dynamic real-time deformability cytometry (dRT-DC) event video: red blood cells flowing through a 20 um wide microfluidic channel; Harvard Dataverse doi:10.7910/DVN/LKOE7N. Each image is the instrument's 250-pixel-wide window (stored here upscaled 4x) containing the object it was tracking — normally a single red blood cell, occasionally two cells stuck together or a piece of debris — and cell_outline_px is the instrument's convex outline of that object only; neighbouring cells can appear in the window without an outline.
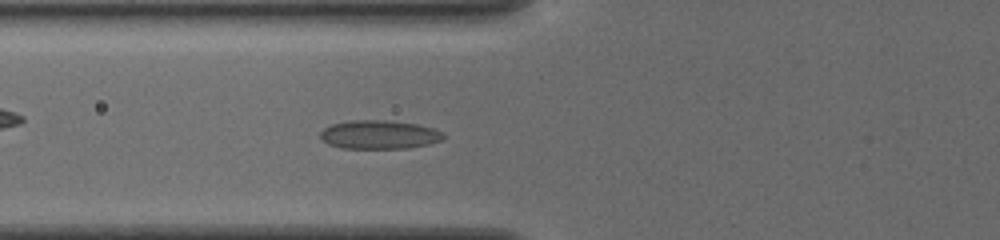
{"species": "common noctule bat (a hibernating species)", "species_latin": "Nyctalus noctula", "temperature_condition": "cold", "stored_images_in_passage": 53, "camera_frame_rate_fps": 3000, "um_per_image_px": 0.085, "animal": {"sex": "female", "body_mass_g": 19.5, "forearm_length_mm": 54.1}, "frame": {"image": 1, "passage_image": 21, "time_ms": 6.667, "image_size_px": [1000, 240], "cell_outline_px": [[444, 136], [440, 140], [428, 144], [408, 148], [340, 148], [328, 144], [320, 140], [320, 132], [324, 128], [332, 124], [348, 120], [384, 120], [416, 124], [432, 128], [444, 132]], "centroid_in_image_um": [32.18, 11.44], "position_along_channel_um": 93.6, "area_um2": 20.58}}
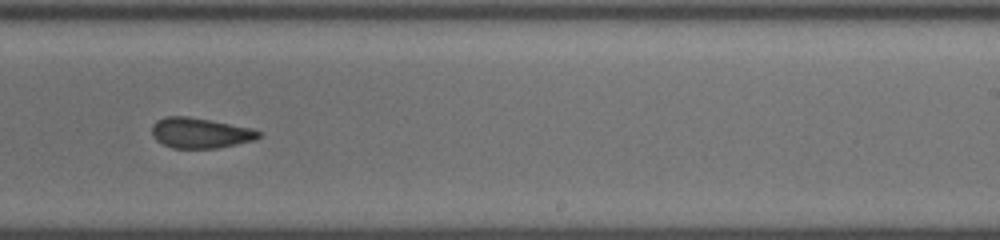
{"frame": {"image": 2, "passage_image": 35, "time_ms": 11.333, "image_size_px": [1000, 240], "cell_outline_px": [[264, 136], [256, 140], [216, 148], [172, 148], [156, 140], [152, 136], [152, 124], [156, 120], [164, 116], [188, 116], [212, 120], [252, 128], [264, 132]], "centroid_in_image_um": [17.06, 11.29], "position_along_channel_um": 271.9, "area_um2": 19.25}}
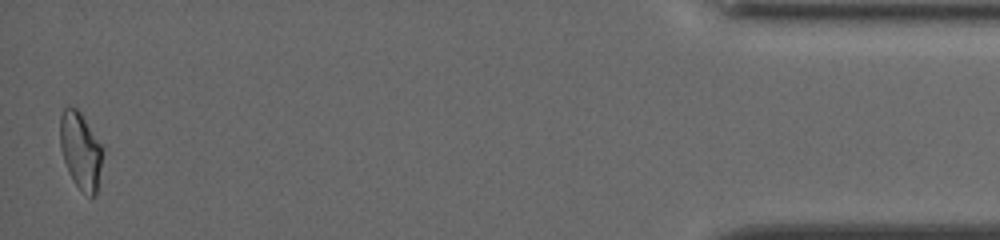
{"frame": {"image": 3, "passage_image": 53, "time_ms": 17.333, "image_size_px": [1000, 240], "cell_outline_px": [[104, 148], [96, 196], [92, 200], [72, 180], [68, 172], [60, 148], [60, 116], [64, 108], [76, 108], [80, 112]], "centroid_in_image_um": [6.86, 12.84], "position_along_channel_um": 428.3, "area_um2": 19.13}, "authors_computed_cell_mechanics": {"area_um2": 19.8832, "velocity_mm_per_s": 3.8246, "shape_relaxation_time_tau1_ms": null, "shape_relaxation_time_tau2_ms": 3.6327, "deformation_change_tau1": null, "deformation_change_tau2": 0.0964}}